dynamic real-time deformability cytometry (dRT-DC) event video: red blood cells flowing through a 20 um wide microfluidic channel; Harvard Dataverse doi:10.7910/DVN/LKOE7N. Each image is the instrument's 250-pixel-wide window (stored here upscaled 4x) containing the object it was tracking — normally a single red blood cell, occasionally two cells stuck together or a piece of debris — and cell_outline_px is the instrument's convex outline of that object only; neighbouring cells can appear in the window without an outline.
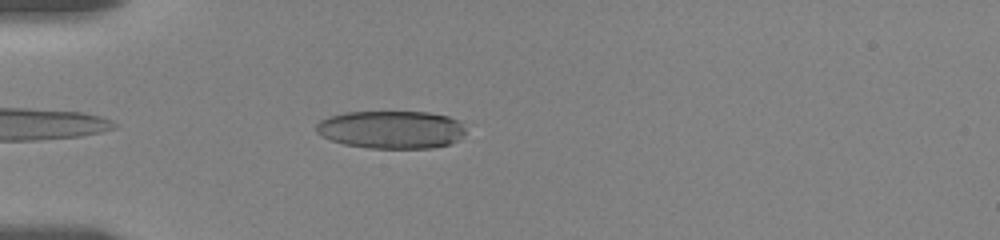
{"species": "human", "species_latin": "Homo sapiens", "temperature_condition": "room temperature", "stored_images_in_passage": 33, "camera_frame_rate_fps": 3000, "um_per_image_px": 0.085, "donor": {"sex": "female"}, "frame": {"image": 1, "passage_image": 3, "time_ms": 0.667, "image_size_px": [1000, 240], "cell_outline_px": [[464, 132], [456, 140], [448, 144], [432, 148], [368, 148], [344, 144], [320, 136], [316, 132], [316, 124], [320, 120], [344, 112], [428, 112], [448, 116], [456, 120], [464, 128]], "centroid_in_image_um": [33.21, 11.01], "position_along_channel_um": 51.8, "area_um2": 32.77}}
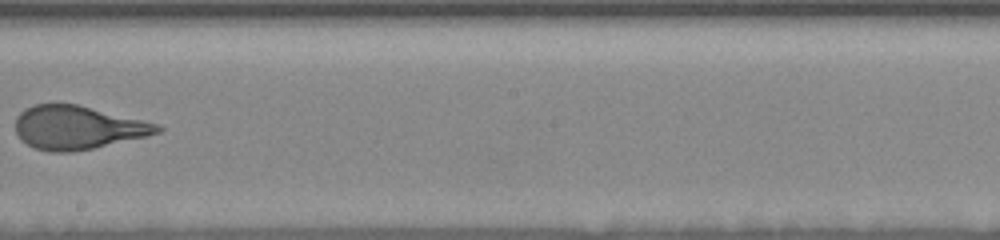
{"frame": {"image": 2, "passage_image": 17, "time_ms": 6.333, "image_size_px": [1000, 240], "cell_outline_px": [[164, 128], [160, 132], [144, 136], [92, 148], [72, 152], [52, 152], [36, 148], [28, 144], [16, 132], [16, 116], [20, 112], [36, 104], [76, 104], [160, 124]], "centroid_in_image_um": [6.61, 10.83], "position_along_channel_um": 241.6, "area_um2": 35.32}}
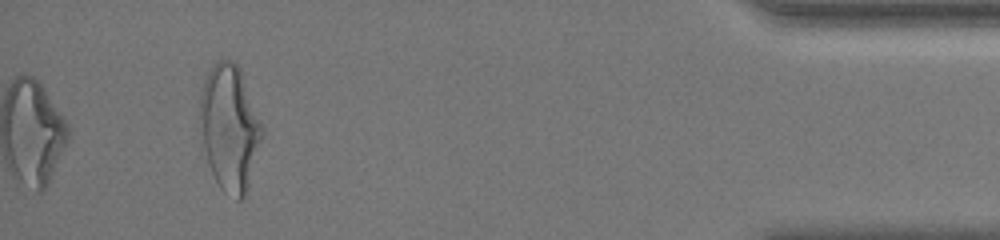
{"frame": {"image": 3, "passage_image": 33, "time_ms": 12.667, "image_size_px": [1000, 240], "cell_outline_px": [[264, 132], [244, 196], [240, 200], [236, 200], [224, 192], [220, 188], [200, 148], [200, 88], [204, 76], [212, 64], [216, 60], [232, 60], [240, 68], [264, 124]], "centroid_in_image_um": [19.49, 10.8], "position_along_channel_um": 415.7, "area_um2": 46.47}, "authors_computed_cell_mechanics": {"area_um2": 36.2984, "velocity_mm_per_s": 3.6206, "shape_relaxation_time_tau1_ms": 4.4758, "shape_relaxation_time_tau2_ms": 0.6714, "deformation_change_tau1": 0.1898, "deformation_change_tau2": 0.0804}}